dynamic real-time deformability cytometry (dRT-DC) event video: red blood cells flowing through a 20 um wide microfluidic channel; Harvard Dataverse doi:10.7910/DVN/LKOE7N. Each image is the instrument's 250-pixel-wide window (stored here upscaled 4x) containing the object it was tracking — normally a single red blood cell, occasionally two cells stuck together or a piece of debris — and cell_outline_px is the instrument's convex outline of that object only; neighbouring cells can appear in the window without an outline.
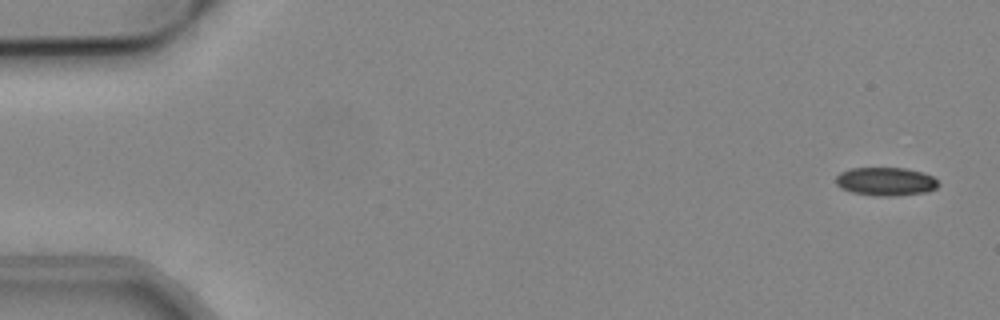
{"species": "common noctule bat (a hibernating species)", "species_latin": "Nyctalus noctula", "temperature_condition": "cold", "stored_images_in_passage": 53, "camera_frame_rate_fps": 3000, "um_per_image_px": 0.085, "animal": {"sex": "male", "body_mass_g": 19.2, "forearm_length_mm": 51.8}, "frame": {"image": 1, "passage_image": 1, "time_ms": 0.0, "image_size_px": [1000, 320], "cell_outline_px": [[940, 184], [936, 188], [928, 192], [896, 196], [880, 196], [852, 192], [840, 188], [836, 184], [836, 176], [840, 172], [852, 168], [904, 168], [924, 172], [932, 176]], "centroid_in_image_um": [75.3, 15.43], "position_along_channel_um": 9.7, "area_um2": 17.05}}
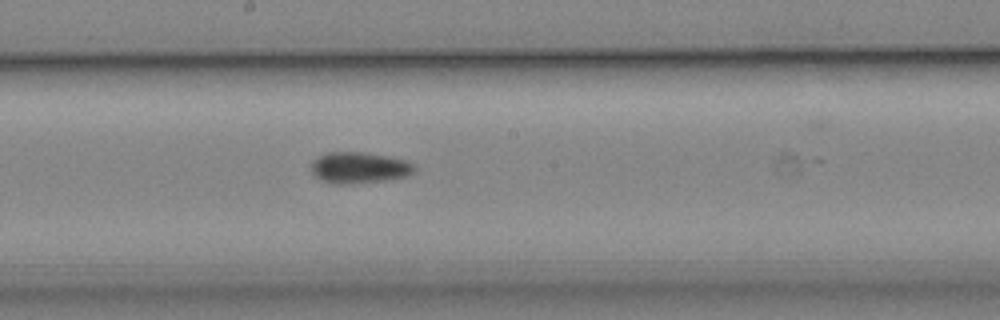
{"frame": {"image": 2, "passage_image": 28, "time_ms": 9.0, "image_size_px": [1000, 320], "cell_outline_px": [[416, 172], [404, 176], [380, 180], [348, 184], [332, 184], [320, 180], [312, 172], [312, 160], [328, 152], [364, 152], [388, 156], [408, 160], [416, 164]], "centroid_in_image_um": [30.55, 14.24], "position_along_channel_um": 217.6, "area_um2": 18.79}}
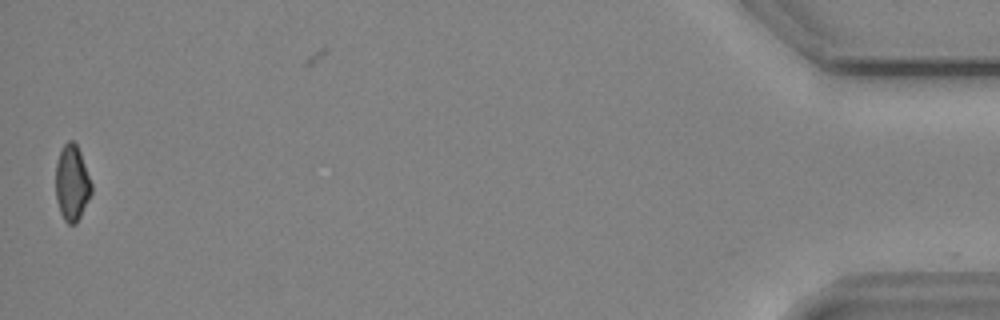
{"frame": {"image": 3, "passage_image": 52, "time_ms": 17.0, "image_size_px": [1000, 320], "cell_outline_px": [[92, 192], [76, 224], [68, 224], [64, 220], [60, 212], [56, 200], [56, 164], [60, 152], [64, 144], [68, 140], [72, 140], [76, 144], [80, 152], [92, 184]], "centroid_in_image_um": [6.11, 15.56], "position_along_channel_um": 429.1, "area_um2": 15.66}, "authors_computed_cell_mechanics": {"area_um2": 17.5712, "velocity_mm_per_s": 3.8527, "shape_relaxation_time_tau1_ms": 9.5777, "shape_relaxation_time_tau2_ms": 5.5761, "deformation_change_tau1": 0.1079, "deformation_change_tau2": 0.1084}}